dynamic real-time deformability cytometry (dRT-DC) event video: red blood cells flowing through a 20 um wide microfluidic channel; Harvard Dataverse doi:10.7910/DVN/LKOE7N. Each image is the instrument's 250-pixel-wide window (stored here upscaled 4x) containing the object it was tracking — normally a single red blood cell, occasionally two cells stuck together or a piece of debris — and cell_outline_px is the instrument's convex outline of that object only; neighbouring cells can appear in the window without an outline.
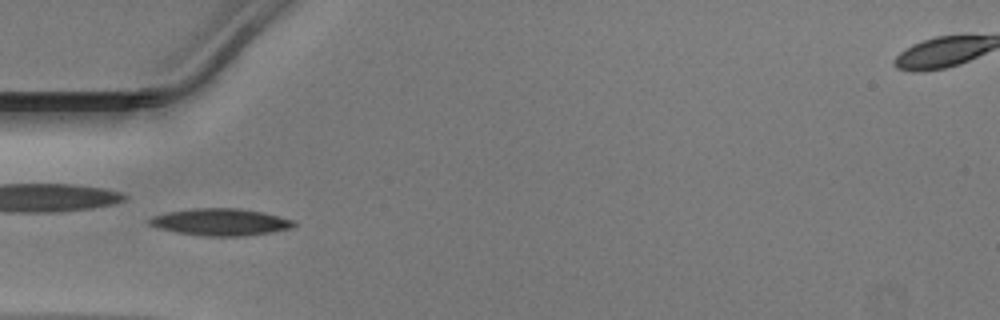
{"species": "Egyptian fruit bat (a non-hibernating species)", "species_latin": "Rousettus aegyptiacus", "temperature_condition": "warm", "stored_images_in_passage": 47, "camera_frame_rate_fps": 3000, "um_per_image_px": 0.085, "animal": {"sex": "male"}, "frame": {"image": 1, "passage_image": 15, "time_ms": 4.667, "image_size_px": [1000, 320], "cell_outline_px": [[296, 224], [292, 228], [272, 232], [244, 236], [204, 236], [176, 232], [156, 228], [148, 224], [148, 220], [152, 216], [168, 212], [192, 208], [236, 208], [264, 212], [296, 220]], "centroid_in_image_um": [18.76, 18.87], "position_along_channel_um": 66.2, "area_um2": 22.95}}
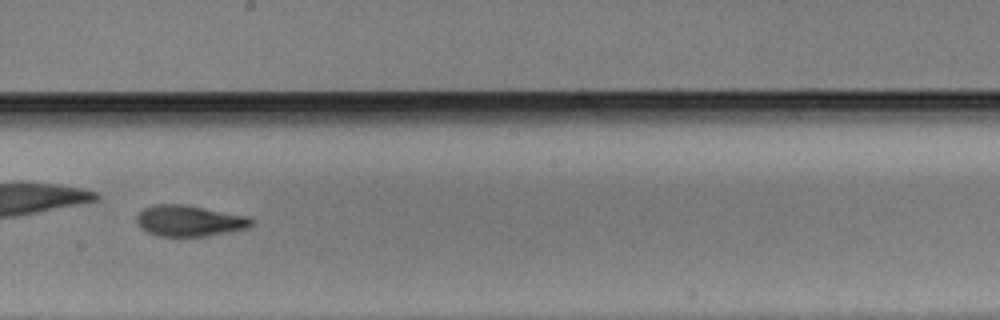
{"frame": {"image": 2, "passage_image": 27, "time_ms": 8.667, "image_size_px": [1000, 320], "cell_outline_px": [[256, 220], [248, 228], [208, 236], [156, 236], [140, 228], [136, 224], [136, 216], [144, 208], [152, 204], [184, 204], [248, 216]], "centroid_in_image_um": [16.08, 18.77], "position_along_channel_um": 232.1, "area_um2": 20.98}}
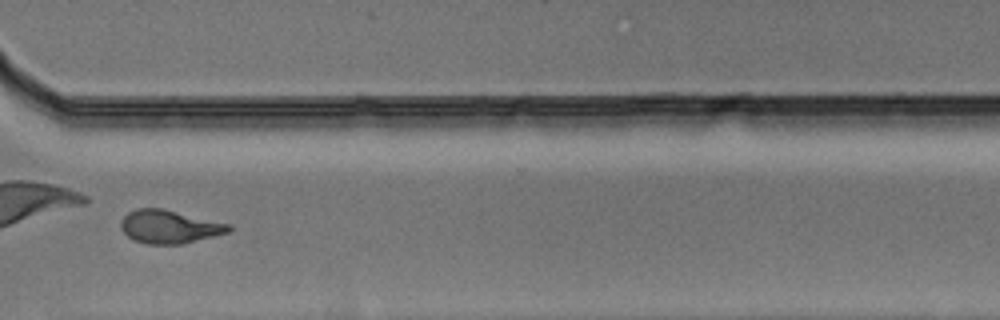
{"frame": {"image": 3, "passage_image": 36, "time_ms": 11.667, "image_size_px": [1000, 320], "cell_outline_px": [[232, 228], [228, 232], [180, 244], [148, 244], [132, 240], [120, 228], [120, 220], [128, 212], [136, 208], [164, 208], [232, 224]], "centroid_in_image_um": [14.37, 19.25], "position_along_channel_um": 356.2, "area_um2": 21.04}}